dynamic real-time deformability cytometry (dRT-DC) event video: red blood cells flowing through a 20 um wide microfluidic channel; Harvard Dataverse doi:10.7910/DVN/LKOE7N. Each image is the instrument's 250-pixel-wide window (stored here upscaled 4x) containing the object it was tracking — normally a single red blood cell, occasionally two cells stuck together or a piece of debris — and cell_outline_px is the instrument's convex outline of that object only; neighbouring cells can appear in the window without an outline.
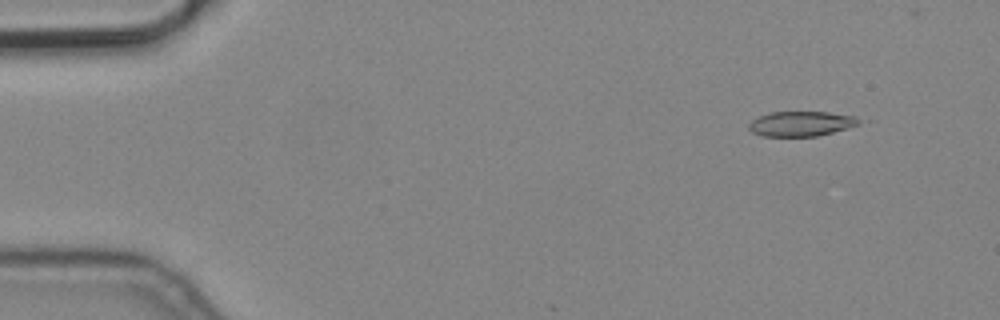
{"species": "common noctule bat (a hibernating species)", "species_latin": "Nyctalus noctula", "temperature_condition": "cold", "stored_images_in_passage": 5, "camera_frame_rate_fps": 3000, "um_per_image_px": 0.085, "animal": {"sex": "male", "body_mass_g": 19.2, "forearm_length_mm": 51.8}, "frame": {"image": 1, "passage_image": 2, "time_ms": 0.333, "image_size_px": [1000, 320], "cell_outline_px": [[876, 120], [848, 128], [816, 136], [764, 136], [752, 132], [748, 128], [748, 124], [752, 120], [760, 116], [772, 112], [828, 112], [856, 116]], "centroid_in_image_um": [68.27, 10.5], "position_along_channel_um": 16.7, "area_um2": 16.42}}
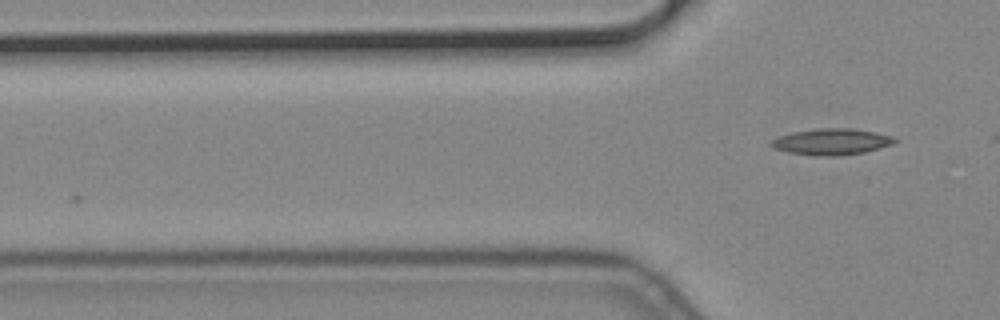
{"frame": {"image": 2, "passage_image": 5, "time_ms": 1.333, "image_size_px": [1000, 320], "cell_outline_px": [[900, 140], [892, 144], [880, 148], [864, 152], [836, 156], [816, 156], [788, 152], [772, 148], [768, 144], [772, 140], [780, 136], [792, 132], [820, 128], [848, 128], [876, 132], [896, 136]], "centroid_in_image_um": [70.71, 12.05], "position_along_channel_um": 55.1, "area_um2": 19.07}}